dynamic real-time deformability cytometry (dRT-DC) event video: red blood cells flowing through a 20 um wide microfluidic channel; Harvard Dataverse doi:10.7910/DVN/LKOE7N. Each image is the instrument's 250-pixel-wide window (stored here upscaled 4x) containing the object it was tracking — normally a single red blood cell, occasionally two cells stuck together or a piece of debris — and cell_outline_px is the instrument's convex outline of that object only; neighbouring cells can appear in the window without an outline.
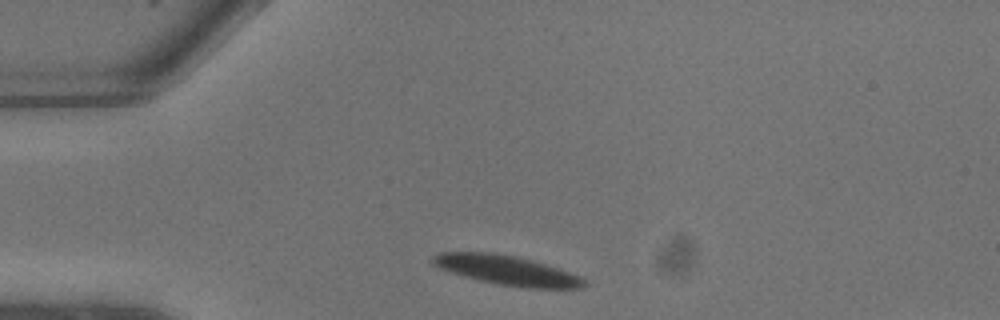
{"species": "common noctule bat (a hibernating species)", "species_latin": "Nyctalus noctula", "temperature_condition": "warm", "stored_images_in_passage": 5, "camera_frame_rate_fps": 3000, "um_per_image_px": 0.085, "animal": {"sex": "male", "body_mass_g": 13.3}, "frame": {"image": 1, "passage_image": 1, "time_ms": 0.0, "image_size_px": [1000, 320], "cell_outline_px": [[588, 284], [580, 288], [524, 288], [500, 284], [480, 280], [464, 276], [440, 268], [432, 260], [432, 256], [440, 252], [492, 252], [532, 260], [560, 268], [580, 276]], "centroid_in_image_um": [43.13, 22.97], "position_along_channel_um": 41.9, "area_um2": 25.72}}
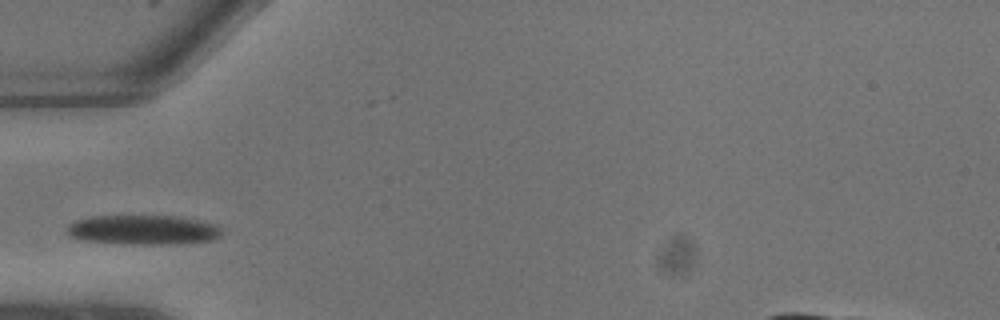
{"frame": {"image": 2, "passage_image": 3, "time_ms": 0.667, "image_size_px": [1000, 320], "cell_outline_px": [[220, 236], [212, 240], [176, 244], [120, 244], [84, 240], [68, 236], [68, 224], [76, 220], [88, 216], [172, 216], [196, 220], [212, 224], [220, 228]], "centroid_in_image_um": [12.1, 19.55], "position_along_channel_um": 72.9, "area_um2": 26.53}}
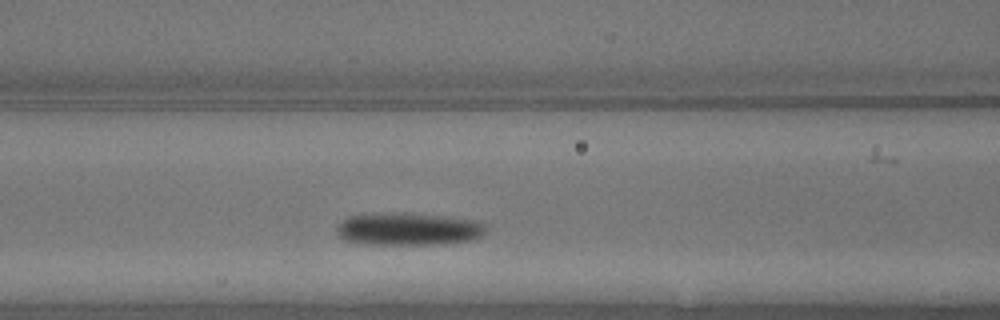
{"frame": {"image": 3, "passage_image": 5, "time_ms": 1.333, "image_size_px": [1000, 320], "cell_outline_px": [[484, 232], [480, 236], [472, 240], [444, 244], [376, 244], [344, 240], [336, 232], [336, 228], [348, 216], [364, 212], [392, 212], [452, 216], [480, 220], [484, 224]], "centroid_in_image_um": [34.72, 19.43], "position_along_channel_um": 131.9, "area_um2": 28.78}}